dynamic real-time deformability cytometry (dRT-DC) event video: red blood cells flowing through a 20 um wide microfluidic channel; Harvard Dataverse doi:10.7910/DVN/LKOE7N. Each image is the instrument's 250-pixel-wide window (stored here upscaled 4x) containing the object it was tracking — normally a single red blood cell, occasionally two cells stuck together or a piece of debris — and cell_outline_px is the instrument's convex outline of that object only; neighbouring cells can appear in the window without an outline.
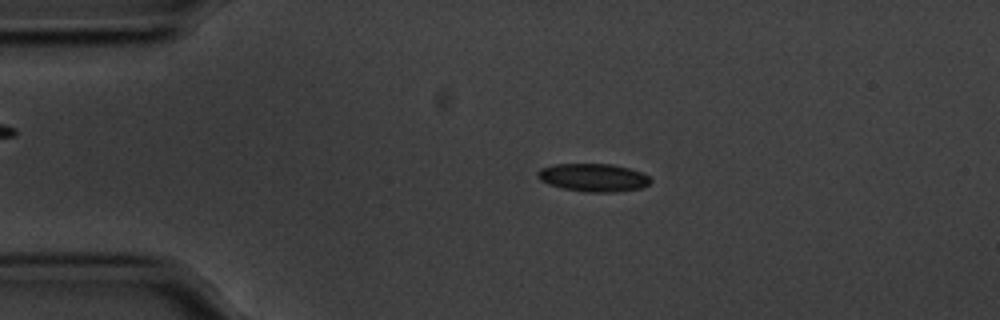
{"species": "common noctule bat (a hibernating species)", "species_latin": "Nyctalus noctula", "temperature_condition": "cold", "stored_images_in_passage": 56, "camera_frame_rate_fps": 3000, "um_per_image_px": 0.085, "animal": {"sex": "male", "body_mass_g": 20.1, "forearm_length_mm": 53.5}, "frame": {"image": 1, "passage_image": 11, "time_ms": 3.333, "image_size_px": [1000, 320], "cell_outline_px": [[652, 180], [648, 184], [640, 188], [616, 192], [588, 192], [564, 188], [548, 184], [540, 180], [536, 176], [536, 172], [540, 168], [552, 164], [612, 164], [628, 168], [640, 172], [648, 176]], "centroid_in_image_um": [50.39, 15.08], "position_along_channel_um": 34.6, "area_um2": 18.38}}
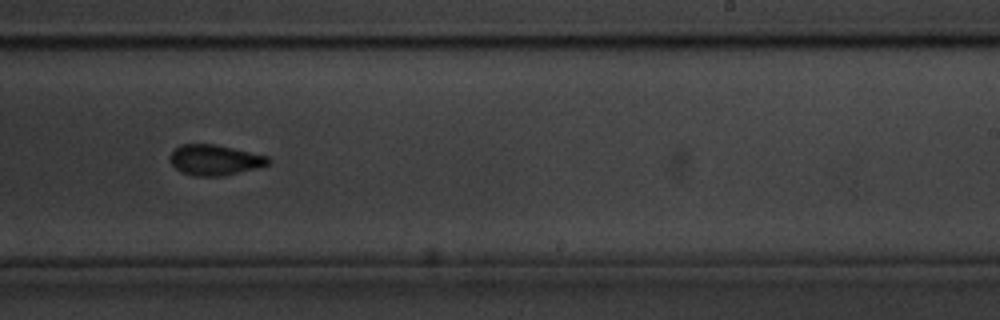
{"frame": {"image": 2, "passage_image": 34, "time_ms": 11.0, "image_size_px": [1000, 320], "cell_outline_px": [[272, 160], [268, 164], [220, 176], [196, 176], [184, 172], [176, 168], [168, 160], [168, 156], [180, 144], [216, 144], [268, 156]], "centroid_in_image_um": [18.21, 13.57], "position_along_channel_um": 270.8, "area_um2": 17.17}}
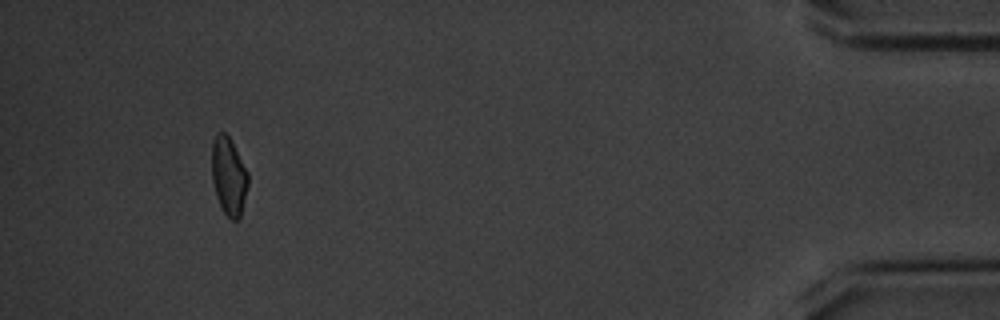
{"frame": {"image": 3, "passage_image": 52, "time_ms": 17.0, "image_size_px": [1000, 320], "cell_outline_px": [[248, 184], [240, 220], [232, 220], [224, 212], [216, 196], [212, 180], [212, 144], [216, 132], [224, 132], [232, 140], [248, 172]], "centroid_in_image_um": [19.45, 14.96], "position_along_channel_um": 415.8, "area_um2": 16.59}, "authors_computed_cell_mechanics": {"area_um2": 17.4556, "velocity_mm_per_s": 3.5487, "shape_relaxation_time_tau1_ms": 3.134, "shape_relaxation_time_tau2_ms": 4.4737, "deformation_change_tau1": 0.1017, "deformation_change_tau2": 0.0866}}